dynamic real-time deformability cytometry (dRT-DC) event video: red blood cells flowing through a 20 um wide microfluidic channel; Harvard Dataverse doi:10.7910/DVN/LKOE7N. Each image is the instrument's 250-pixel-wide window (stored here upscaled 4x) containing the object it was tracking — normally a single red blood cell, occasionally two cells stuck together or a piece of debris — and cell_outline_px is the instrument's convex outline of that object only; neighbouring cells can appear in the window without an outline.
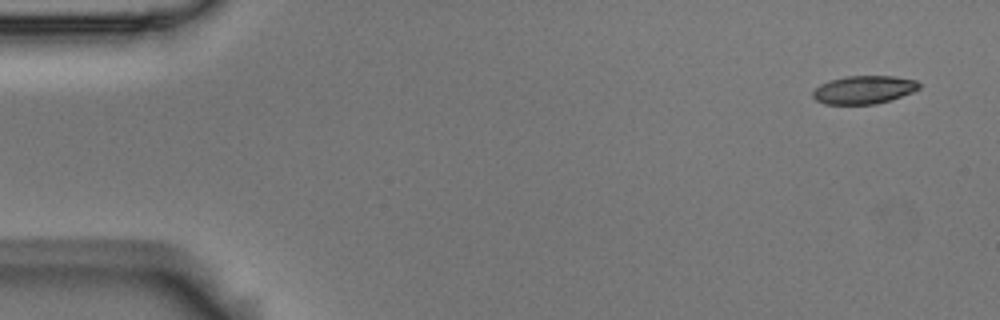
{"species": "Egyptian fruit bat (a non-hibernating species)", "species_latin": "Rousettus aegyptiacus", "temperature_condition": "room temperature", "stored_images_in_passage": 7, "camera_frame_rate_fps": 3000, "um_per_image_px": 0.085, "animal": {"sex": "male"}, "frame": {"image": 1, "passage_image": 1, "time_ms": 0.0, "image_size_px": [1000, 320], "cell_outline_px": [[920, 88], [912, 92], [876, 104], [824, 104], [816, 100], [812, 96], [812, 92], [820, 84], [828, 80], [848, 76], [896, 76], [916, 80], [920, 84]], "centroid_in_image_um": [73.4, 7.62], "position_along_channel_um": 11.6, "area_um2": 17.4}}
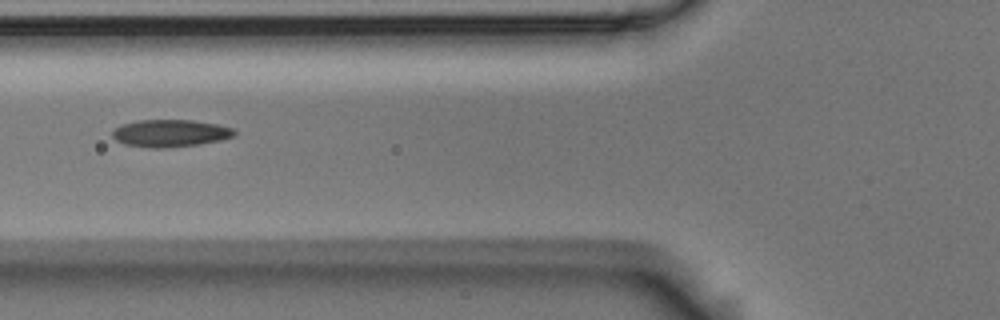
{"frame": {"image": 2, "passage_image": 6, "time_ms": 1.667, "image_size_px": [1000, 320], "cell_outline_px": [[236, 136], [220, 140], [200, 144], [164, 148], [148, 148], [124, 144], [116, 140], [112, 136], [112, 132], [120, 124], [140, 120], [192, 120], [220, 124], [236, 128]], "centroid_in_image_um": [14.51, 11.32], "position_along_channel_um": 111.3, "area_um2": 19.71}}
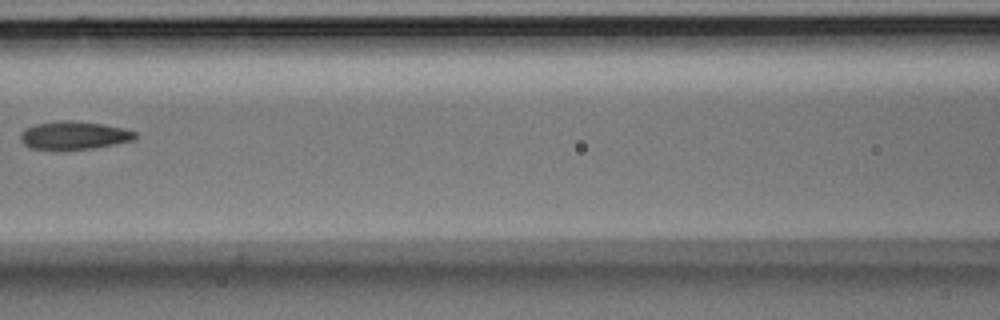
{"frame": {"image": 3, "passage_image": 7, "time_ms": 2.0, "image_size_px": [1000, 320], "cell_outline_px": [[136, 136], [132, 140], [92, 148], [56, 152], [32, 148], [24, 144], [20, 140], [20, 132], [24, 128], [36, 124], [60, 120], [64, 120], [100, 124], [124, 128], [136, 132]], "centroid_in_image_um": [6.2, 11.54], "position_along_channel_um": 160.4, "area_um2": 19.02}}